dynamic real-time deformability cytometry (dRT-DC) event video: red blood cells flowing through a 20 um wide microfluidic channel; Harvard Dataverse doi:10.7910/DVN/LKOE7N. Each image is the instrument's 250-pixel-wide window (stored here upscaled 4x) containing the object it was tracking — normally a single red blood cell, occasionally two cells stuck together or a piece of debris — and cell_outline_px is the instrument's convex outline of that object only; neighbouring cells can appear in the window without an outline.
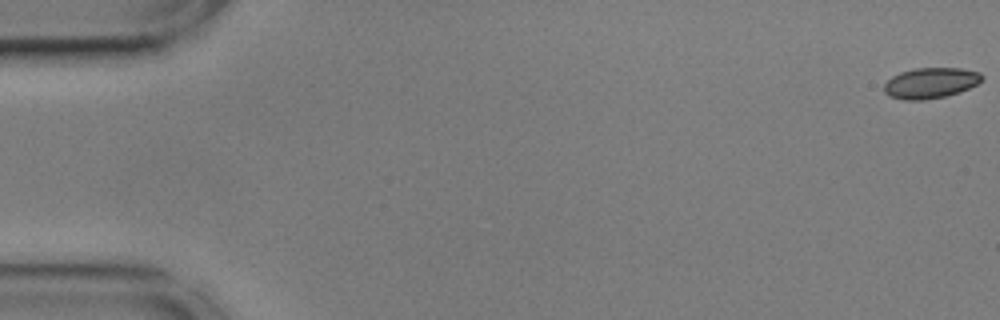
{"species": "common noctule bat (a hibernating species)", "species_latin": "Nyctalus noctula", "temperature_condition": "cold", "stored_images_in_passage": 16, "camera_frame_rate_fps": 3000, "um_per_image_px": 0.085, "animal": {"sex": "male", "body_mass_g": 17.9, "forearm_length_mm": 54.2}, "frame": {"image": 1, "passage_image": 1, "time_ms": 0.0, "image_size_px": [1000, 320], "cell_outline_px": [[984, 76], [976, 84], [960, 92], [944, 96], [924, 100], [904, 100], [888, 96], [884, 92], [884, 84], [892, 76], [900, 72], [916, 68], [960, 68], [980, 72]], "centroid_in_image_um": [79.07, 7.05], "position_along_channel_um": 5.9, "area_um2": 17.46}}
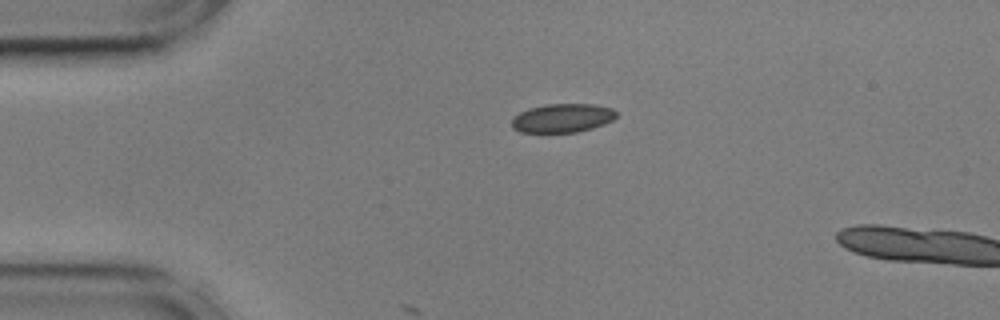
{"frame": {"image": 2, "passage_image": 13, "time_ms": 4.0, "image_size_px": [1000, 320], "cell_outline_px": [[616, 116], [612, 120], [604, 124], [592, 128], [576, 132], [520, 132], [512, 128], [512, 116], [528, 108], [548, 104], [592, 104], [612, 108], [616, 112]], "centroid_in_image_um": [47.78, 10.03], "position_along_channel_um": 37.2, "area_um2": 17.51}}